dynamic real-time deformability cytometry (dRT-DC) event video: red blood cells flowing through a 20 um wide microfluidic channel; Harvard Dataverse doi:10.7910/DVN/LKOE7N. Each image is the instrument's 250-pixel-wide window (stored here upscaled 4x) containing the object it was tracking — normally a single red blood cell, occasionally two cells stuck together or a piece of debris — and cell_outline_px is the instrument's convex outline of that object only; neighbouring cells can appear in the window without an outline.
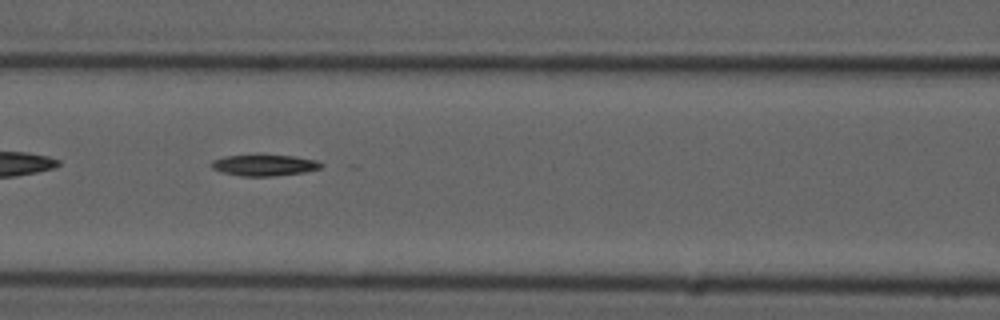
{"species": "common noctule bat (a hibernating species)", "species_latin": "Nyctalus noctula", "temperature_condition": "cold", "stored_images_in_passage": 8, "camera_frame_rate_fps": 3000, "um_per_image_px": 0.085, "animal": {"sex": "male", "forearm_length_mm": 52.5}, "frame": {"image": 1, "passage_image": 6, "time_ms": 5.667, "image_size_px": [1000, 320], "cell_outline_px": [[324, 164], [320, 168], [304, 172], [272, 176], [240, 176], [220, 172], [212, 168], [208, 164], [212, 160], [224, 156], [296, 156], [316, 160]], "centroid_in_image_um": [22.42, 14.05], "position_along_channel_um": 144.2, "area_um2": 13.41}}
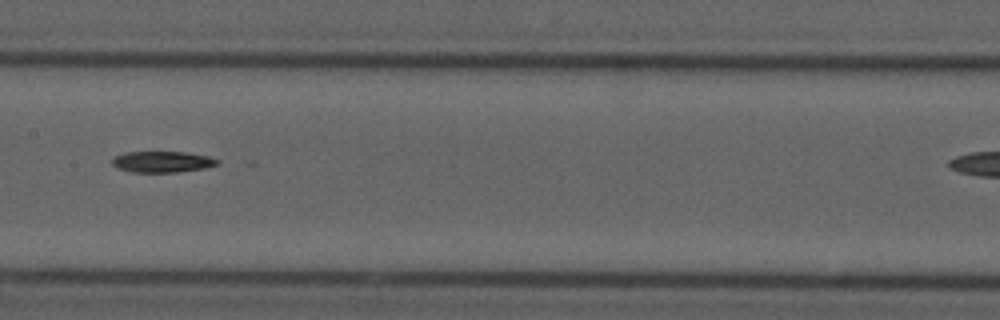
{"frame": {"image": 2, "passage_image": 7, "time_ms": 7.0, "image_size_px": [1000, 320], "cell_outline_px": [[220, 164], [204, 168], [176, 172], [132, 172], [116, 168], [112, 164], [112, 156], [124, 152], [184, 152], [208, 156], [220, 160]], "centroid_in_image_um": [13.76, 13.75], "position_along_channel_um": 193.6, "area_um2": 13.06}}